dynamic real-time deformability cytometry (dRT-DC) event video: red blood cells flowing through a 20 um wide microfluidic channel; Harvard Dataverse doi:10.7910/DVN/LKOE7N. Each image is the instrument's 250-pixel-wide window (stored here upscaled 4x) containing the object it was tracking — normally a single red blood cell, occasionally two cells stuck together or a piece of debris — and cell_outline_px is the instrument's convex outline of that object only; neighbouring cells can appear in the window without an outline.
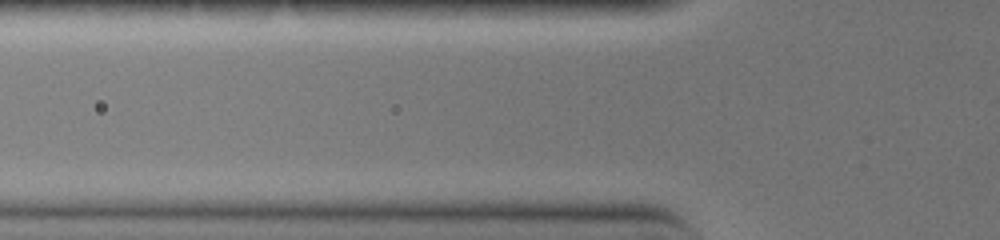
{"species": "common noctule bat (a hibernating species)", "species_latin": "Nyctalus noctula", "temperature_condition": "warm", "stored_images_in_passage": 3, "camera_frame_rate_fps": 3000, "um_per_image_px": 0.085, "animal": {"sex": "female", "body_mass_g": 19.0, "forearm_length_mm": 51.5}, "frame": {"image": 1, "passage_image": 2, "time_ms": 0.333, "image_size_px": [1000, 240], "cell_outline_px": [[636, 160], [632, 164], [624, 168], [480, 168], [472, 164], [476, 160], [512, 156], [560, 152], [628, 156]], "centroid_in_image_um": [47.36, 13.71], "position_along_channel_um": 78.4, "area_um2": 14.68}}